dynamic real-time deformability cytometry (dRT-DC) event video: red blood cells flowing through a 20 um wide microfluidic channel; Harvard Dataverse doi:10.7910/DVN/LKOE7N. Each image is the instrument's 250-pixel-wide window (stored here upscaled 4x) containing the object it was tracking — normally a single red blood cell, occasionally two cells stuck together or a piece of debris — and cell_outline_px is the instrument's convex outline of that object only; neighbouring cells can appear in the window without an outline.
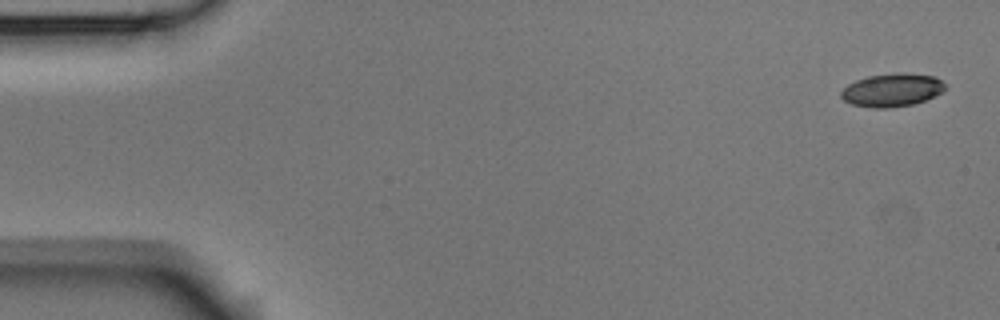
{"species": "Egyptian fruit bat (a non-hibernating species)", "species_latin": "Rousettus aegyptiacus", "temperature_condition": "room temperature", "stored_images_in_passage": 3, "camera_frame_rate_fps": 3000, "um_per_image_px": 0.085, "animal": {"sex": "male"}, "frame": {"image": 1, "passage_image": 1, "time_ms": 0.0, "image_size_px": [1000, 320], "cell_outline_px": [[944, 88], [940, 92], [924, 100], [912, 104], [884, 108], [876, 108], [852, 104], [844, 100], [840, 96], [840, 92], [848, 84], [856, 80], [868, 76], [932, 76], [940, 80], [944, 84]], "centroid_in_image_um": [75.73, 7.71], "position_along_channel_um": 9.3, "area_um2": 18.73}}